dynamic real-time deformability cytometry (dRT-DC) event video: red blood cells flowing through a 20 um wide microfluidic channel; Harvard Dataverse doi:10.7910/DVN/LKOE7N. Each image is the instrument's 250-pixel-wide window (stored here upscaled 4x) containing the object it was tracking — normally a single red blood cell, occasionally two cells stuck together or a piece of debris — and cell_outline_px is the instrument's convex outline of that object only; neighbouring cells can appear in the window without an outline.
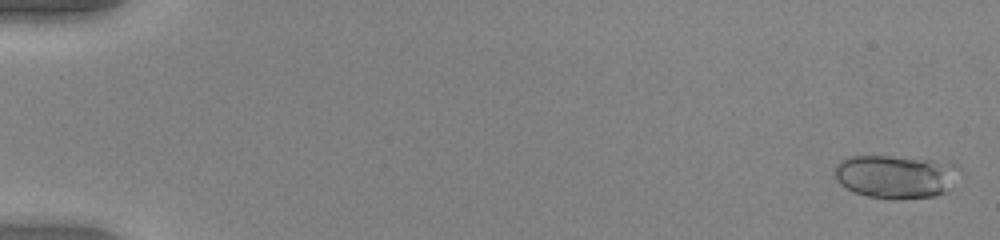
{"species": "human", "species_latin": "Homo sapiens", "temperature_condition": "warm", "stored_images_in_passage": 18, "camera_frame_rate_fps": 3000, "um_per_image_px": 0.085, "donor": {"sex": "female"}, "frame": {"image": 1, "passage_image": 1, "time_ms": 0.0, "image_size_px": [1000, 240], "cell_outline_px": [[960, 168], [944, 192], [932, 196], [896, 200], [868, 196], [856, 192], [840, 184], [836, 180], [836, 164], [840, 160], [848, 156], [892, 156], [956, 160], [960, 164]], "centroid_in_image_um": [76.17, 14.96], "position_along_channel_um": 8.8, "area_um2": 31.85}}
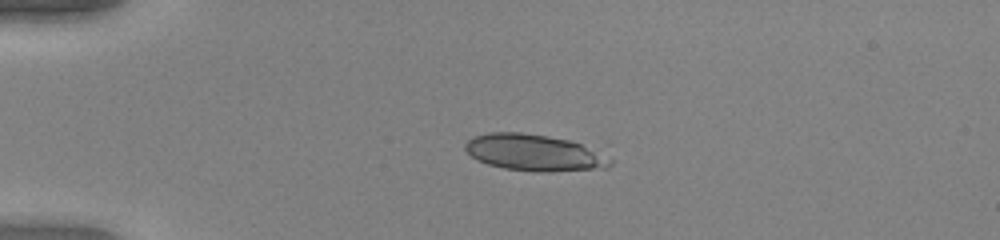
{"frame": {"image": 2, "passage_image": 13, "time_ms": 4.0, "image_size_px": [1000, 240], "cell_outline_px": [[612, 164], [608, 168], [552, 172], [532, 172], [504, 168], [488, 164], [476, 160], [464, 148], [464, 144], [472, 136], [488, 132], [520, 132], [548, 136], [568, 140], [580, 144], [612, 160]], "centroid_in_image_um": [45.34, 12.99], "position_along_channel_um": 39.7, "area_um2": 30.81}}